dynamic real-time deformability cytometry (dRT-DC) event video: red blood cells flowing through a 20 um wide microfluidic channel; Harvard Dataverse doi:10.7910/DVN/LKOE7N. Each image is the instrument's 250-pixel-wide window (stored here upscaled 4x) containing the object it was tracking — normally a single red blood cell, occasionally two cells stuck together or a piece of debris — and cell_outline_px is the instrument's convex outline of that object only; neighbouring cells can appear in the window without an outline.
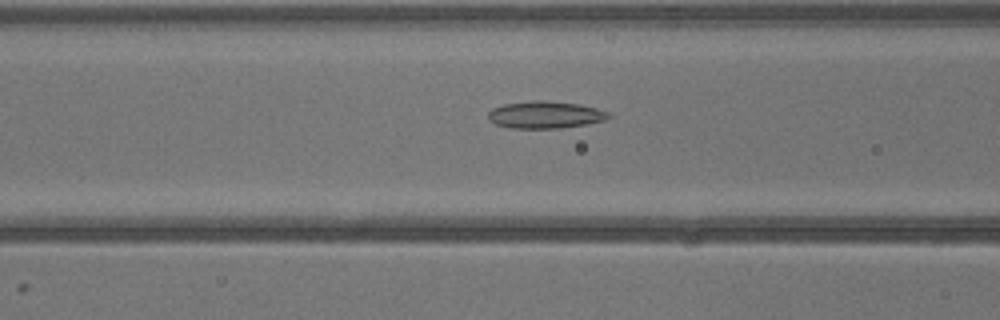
{"species": "common noctule bat (a hibernating species)", "species_latin": "Nyctalus noctula", "temperature_condition": "warm", "stored_images_in_passage": 37, "camera_frame_rate_fps": 3000, "um_per_image_px": 0.085, "animal": {"sex": "male", "body_mass_g": 13.3}, "frame": {"image": 1, "passage_image": 16, "time_ms": 5.0, "image_size_px": [1000, 320], "cell_outline_px": [[612, 116], [604, 120], [588, 124], [560, 128], [508, 128], [496, 124], [488, 120], [488, 112], [492, 108], [504, 104], [536, 100], [544, 100], [576, 104], [596, 108], [608, 112]], "centroid_in_image_um": [46.32, 9.76], "position_along_channel_um": 120.3, "area_um2": 19.02}}
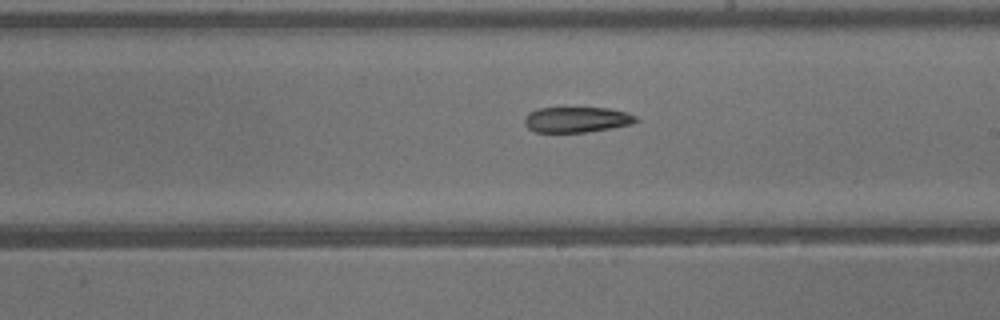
{"frame": {"image": 2, "passage_image": 23, "time_ms": 7.333, "image_size_px": [1000, 320], "cell_outline_px": [[640, 120], [632, 124], [612, 128], [584, 132], [536, 132], [528, 128], [524, 124], [524, 116], [528, 112], [540, 108], [608, 108], [624, 112], [636, 116]], "centroid_in_image_um": [49.0, 10.17], "position_along_channel_um": 240.0, "area_um2": 16.59}}
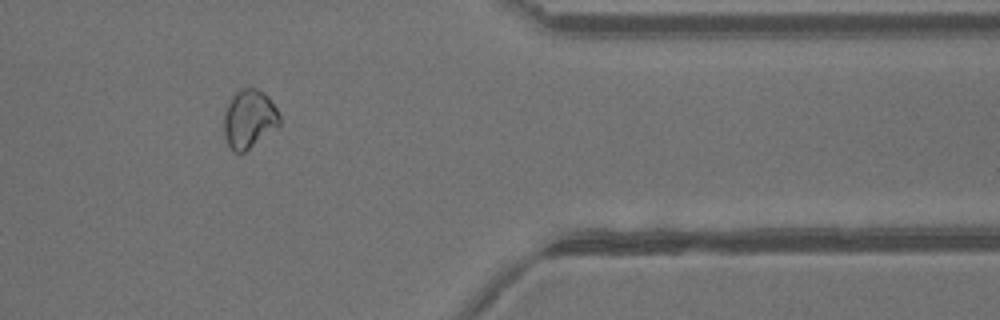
{"frame": {"image": 3, "passage_image": 33, "time_ms": 10.667, "image_size_px": [1000, 320], "cell_outline_px": [[280, 124], [276, 128], [244, 152], [232, 152], [224, 136], [224, 112], [228, 100], [240, 88], [256, 88], [264, 92], [268, 96], [276, 108], [280, 116]], "centroid_in_image_um": [21.16, 10.09], "position_along_channel_um": 390.2, "area_um2": 19.07}}